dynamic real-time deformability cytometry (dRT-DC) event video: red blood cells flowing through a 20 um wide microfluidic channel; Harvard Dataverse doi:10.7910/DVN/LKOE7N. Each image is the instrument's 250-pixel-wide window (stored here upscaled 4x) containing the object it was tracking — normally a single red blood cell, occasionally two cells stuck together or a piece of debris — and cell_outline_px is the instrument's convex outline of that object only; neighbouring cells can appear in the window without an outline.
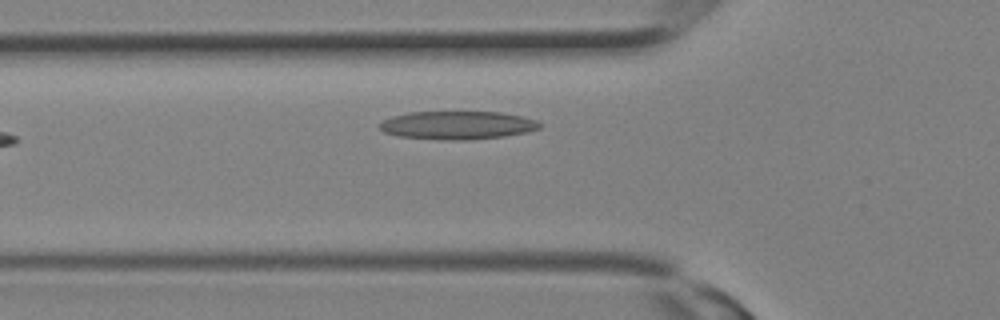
{"species": "Egyptian fruit bat (a non-hibernating species)", "species_latin": "Rousettus aegyptiacus", "temperature_condition": "room temperature", "stored_images_in_passage": 20, "camera_frame_rate_fps": 3000, "um_per_image_px": 0.085, "animal": {"sex": "female"}, "frame": {"image": 1, "passage_image": 2, "time_ms": 0.333, "image_size_px": [1000, 320], "cell_outline_px": [[544, 124], [540, 128], [528, 132], [504, 136], [468, 140], [440, 140], [396, 136], [384, 132], [380, 128], [380, 124], [384, 120], [392, 116], [408, 112], [500, 112], [524, 116], [536, 120]], "centroid_in_image_um": [38.92, 10.65], "position_along_channel_um": 86.9, "area_um2": 26.59}}
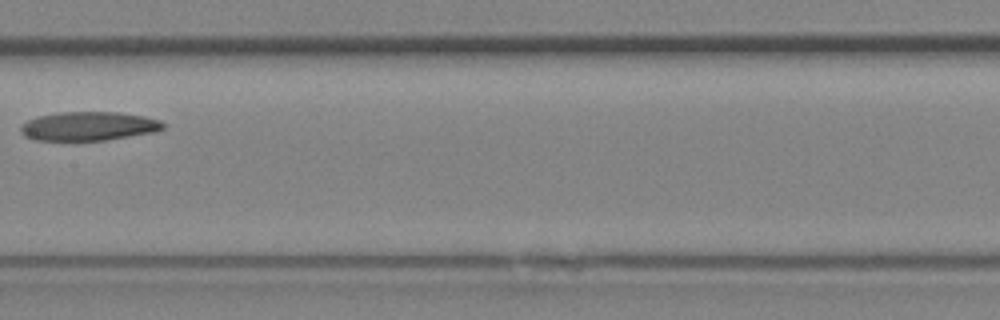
{"frame": {"image": 2, "passage_image": 7, "time_ms": 2.0, "image_size_px": [1000, 320], "cell_outline_px": [[164, 128], [152, 132], [104, 140], [36, 140], [24, 136], [20, 132], [20, 124], [36, 116], [60, 112], [116, 112], [144, 116], [160, 120], [164, 124]], "centroid_in_image_um": [7.47, 10.71], "position_along_channel_um": 199.9, "area_um2": 23.87}}
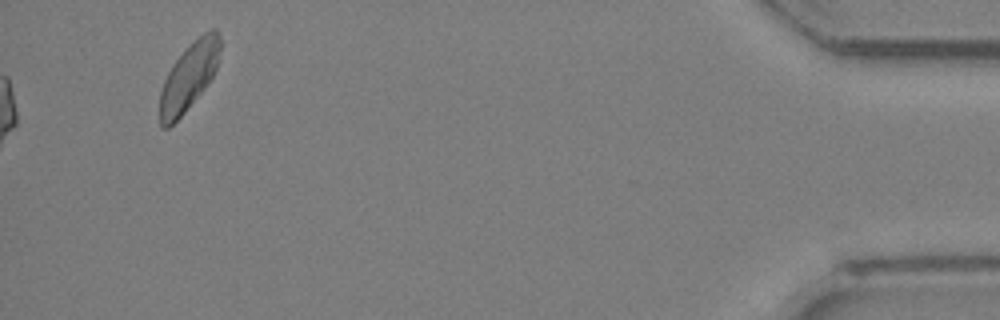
{"frame": {"image": 3, "passage_image": 20, "time_ms": 6.333, "image_size_px": [1000, 320], "cell_outline_px": [[220, 48], [216, 68], [212, 76], [204, 88], [184, 112], [168, 128], [160, 128], [160, 92], [164, 80], [172, 64], [204, 32], [212, 28], [216, 28], [220, 32]], "centroid_in_image_um": [16.05, 6.52], "position_along_channel_um": 419.1, "area_um2": 23.06}}